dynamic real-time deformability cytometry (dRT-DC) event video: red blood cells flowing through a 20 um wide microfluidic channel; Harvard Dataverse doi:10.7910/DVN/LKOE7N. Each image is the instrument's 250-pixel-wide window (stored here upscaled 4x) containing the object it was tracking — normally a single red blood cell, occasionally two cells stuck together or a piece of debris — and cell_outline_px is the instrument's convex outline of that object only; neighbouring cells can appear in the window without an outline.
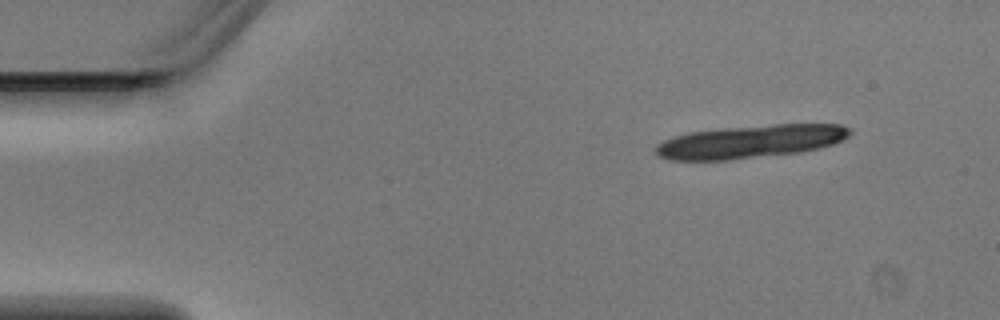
{"species": "Egyptian fruit bat (a non-hibernating species)", "species_latin": "Rousettus aegyptiacus", "temperature_condition": "warm", "stored_images_in_passage": 5, "segment_of_instrument_passage": [1, 2], "camera_frame_rate_fps": 3000, "um_per_image_px": 0.085, "animal": {"sex": "male"}, "frame": {"image": 1, "passage_image": 1, "time_ms": 0.0, "image_size_px": [1000, 320], "cell_outline_px": [[852, 132], [844, 140], [832, 144], [800, 152], [728, 160], [668, 160], [656, 156], [656, 144], [672, 136], [688, 132], [720, 128], [772, 124], [840, 124], [852, 128]], "centroid_in_image_um": [63.76, 12.02], "position_along_channel_um": 21.2, "area_um2": 37.69}}